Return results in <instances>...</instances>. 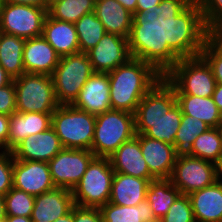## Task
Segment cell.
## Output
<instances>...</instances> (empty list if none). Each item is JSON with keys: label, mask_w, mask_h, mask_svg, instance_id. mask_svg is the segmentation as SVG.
Masks as SVG:
<instances>
[{"label": "cell", "mask_w": 222, "mask_h": 222, "mask_svg": "<svg viewBox=\"0 0 222 222\" xmlns=\"http://www.w3.org/2000/svg\"><path fill=\"white\" fill-rule=\"evenodd\" d=\"M25 73L46 74L51 76L61 56L43 36L26 39L23 48Z\"/></svg>", "instance_id": "cell-20"}, {"label": "cell", "mask_w": 222, "mask_h": 222, "mask_svg": "<svg viewBox=\"0 0 222 222\" xmlns=\"http://www.w3.org/2000/svg\"><path fill=\"white\" fill-rule=\"evenodd\" d=\"M186 154L218 164L222 159V143L218 129L209 128L200 134Z\"/></svg>", "instance_id": "cell-34"}, {"label": "cell", "mask_w": 222, "mask_h": 222, "mask_svg": "<svg viewBox=\"0 0 222 222\" xmlns=\"http://www.w3.org/2000/svg\"><path fill=\"white\" fill-rule=\"evenodd\" d=\"M93 73L86 53L62 56L51 75L57 102L60 105H71Z\"/></svg>", "instance_id": "cell-8"}, {"label": "cell", "mask_w": 222, "mask_h": 222, "mask_svg": "<svg viewBox=\"0 0 222 222\" xmlns=\"http://www.w3.org/2000/svg\"><path fill=\"white\" fill-rule=\"evenodd\" d=\"M13 187L35 197L56 186L48 162L13 158Z\"/></svg>", "instance_id": "cell-14"}, {"label": "cell", "mask_w": 222, "mask_h": 222, "mask_svg": "<svg viewBox=\"0 0 222 222\" xmlns=\"http://www.w3.org/2000/svg\"><path fill=\"white\" fill-rule=\"evenodd\" d=\"M4 4H5V0H0V14H1L2 8L4 7Z\"/></svg>", "instance_id": "cell-54"}, {"label": "cell", "mask_w": 222, "mask_h": 222, "mask_svg": "<svg viewBox=\"0 0 222 222\" xmlns=\"http://www.w3.org/2000/svg\"><path fill=\"white\" fill-rule=\"evenodd\" d=\"M170 180L181 194L189 195L218 180L217 164L178 153Z\"/></svg>", "instance_id": "cell-10"}, {"label": "cell", "mask_w": 222, "mask_h": 222, "mask_svg": "<svg viewBox=\"0 0 222 222\" xmlns=\"http://www.w3.org/2000/svg\"><path fill=\"white\" fill-rule=\"evenodd\" d=\"M140 48L128 38L105 33L97 45L86 52L94 72L108 73L132 58Z\"/></svg>", "instance_id": "cell-12"}, {"label": "cell", "mask_w": 222, "mask_h": 222, "mask_svg": "<svg viewBox=\"0 0 222 222\" xmlns=\"http://www.w3.org/2000/svg\"><path fill=\"white\" fill-rule=\"evenodd\" d=\"M113 177L109 158L95 157L72 190L75 205L91 208L105 205L110 200Z\"/></svg>", "instance_id": "cell-6"}, {"label": "cell", "mask_w": 222, "mask_h": 222, "mask_svg": "<svg viewBox=\"0 0 222 222\" xmlns=\"http://www.w3.org/2000/svg\"><path fill=\"white\" fill-rule=\"evenodd\" d=\"M222 20V0H198L188 10V33L205 34Z\"/></svg>", "instance_id": "cell-28"}, {"label": "cell", "mask_w": 222, "mask_h": 222, "mask_svg": "<svg viewBox=\"0 0 222 222\" xmlns=\"http://www.w3.org/2000/svg\"><path fill=\"white\" fill-rule=\"evenodd\" d=\"M180 194L170 179H156L149 182L146 200L158 221L166 215Z\"/></svg>", "instance_id": "cell-31"}, {"label": "cell", "mask_w": 222, "mask_h": 222, "mask_svg": "<svg viewBox=\"0 0 222 222\" xmlns=\"http://www.w3.org/2000/svg\"><path fill=\"white\" fill-rule=\"evenodd\" d=\"M62 149L60 139L51 126L36 135L26 137L11 153L17 160L49 162Z\"/></svg>", "instance_id": "cell-16"}, {"label": "cell", "mask_w": 222, "mask_h": 222, "mask_svg": "<svg viewBox=\"0 0 222 222\" xmlns=\"http://www.w3.org/2000/svg\"><path fill=\"white\" fill-rule=\"evenodd\" d=\"M94 12L106 33L128 38L140 49L155 41L134 19L133 14L116 0H96Z\"/></svg>", "instance_id": "cell-9"}, {"label": "cell", "mask_w": 222, "mask_h": 222, "mask_svg": "<svg viewBox=\"0 0 222 222\" xmlns=\"http://www.w3.org/2000/svg\"><path fill=\"white\" fill-rule=\"evenodd\" d=\"M176 98L182 114L196 117L208 124L210 128H217L221 124L222 113L212 97L176 94Z\"/></svg>", "instance_id": "cell-27"}, {"label": "cell", "mask_w": 222, "mask_h": 222, "mask_svg": "<svg viewBox=\"0 0 222 222\" xmlns=\"http://www.w3.org/2000/svg\"><path fill=\"white\" fill-rule=\"evenodd\" d=\"M136 21L154 40L185 41L188 34L184 0H137Z\"/></svg>", "instance_id": "cell-3"}, {"label": "cell", "mask_w": 222, "mask_h": 222, "mask_svg": "<svg viewBox=\"0 0 222 222\" xmlns=\"http://www.w3.org/2000/svg\"><path fill=\"white\" fill-rule=\"evenodd\" d=\"M212 98L219 111L222 113V84H216Z\"/></svg>", "instance_id": "cell-45"}, {"label": "cell", "mask_w": 222, "mask_h": 222, "mask_svg": "<svg viewBox=\"0 0 222 222\" xmlns=\"http://www.w3.org/2000/svg\"><path fill=\"white\" fill-rule=\"evenodd\" d=\"M95 157L91 150L63 148L48 162L55 186L72 191Z\"/></svg>", "instance_id": "cell-13"}, {"label": "cell", "mask_w": 222, "mask_h": 222, "mask_svg": "<svg viewBox=\"0 0 222 222\" xmlns=\"http://www.w3.org/2000/svg\"><path fill=\"white\" fill-rule=\"evenodd\" d=\"M185 41L211 67L216 83L222 84V50L202 33H188Z\"/></svg>", "instance_id": "cell-32"}, {"label": "cell", "mask_w": 222, "mask_h": 222, "mask_svg": "<svg viewBox=\"0 0 222 222\" xmlns=\"http://www.w3.org/2000/svg\"><path fill=\"white\" fill-rule=\"evenodd\" d=\"M26 39L0 32V66L14 80L25 73L23 48Z\"/></svg>", "instance_id": "cell-29"}, {"label": "cell", "mask_w": 222, "mask_h": 222, "mask_svg": "<svg viewBox=\"0 0 222 222\" xmlns=\"http://www.w3.org/2000/svg\"><path fill=\"white\" fill-rule=\"evenodd\" d=\"M54 222H74V207L72 208V210L69 213L58 218Z\"/></svg>", "instance_id": "cell-49"}, {"label": "cell", "mask_w": 222, "mask_h": 222, "mask_svg": "<svg viewBox=\"0 0 222 222\" xmlns=\"http://www.w3.org/2000/svg\"><path fill=\"white\" fill-rule=\"evenodd\" d=\"M122 6H124L129 12H131L136 20V7H137V0H116Z\"/></svg>", "instance_id": "cell-46"}, {"label": "cell", "mask_w": 222, "mask_h": 222, "mask_svg": "<svg viewBox=\"0 0 222 222\" xmlns=\"http://www.w3.org/2000/svg\"><path fill=\"white\" fill-rule=\"evenodd\" d=\"M13 187V155L9 151L0 154V196Z\"/></svg>", "instance_id": "cell-39"}, {"label": "cell", "mask_w": 222, "mask_h": 222, "mask_svg": "<svg viewBox=\"0 0 222 222\" xmlns=\"http://www.w3.org/2000/svg\"><path fill=\"white\" fill-rule=\"evenodd\" d=\"M177 103L173 86L163 77L141 99L134 120H158Z\"/></svg>", "instance_id": "cell-19"}, {"label": "cell", "mask_w": 222, "mask_h": 222, "mask_svg": "<svg viewBox=\"0 0 222 222\" xmlns=\"http://www.w3.org/2000/svg\"><path fill=\"white\" fill-rule=\"evenodd\" d=\"M108 75L111 108L134 114L141 99L163 78L164 41L140 49Z\"/></svg>", "instance_id": "cell-1"}, {"label": "cell", "mask_w": 222, "mask_h": 222, "mask_svg": "<svg viewBox=\"0 0 222 222\" xmlns=\"http://www.w3.org/2000/svg\"><path fill=\"white\" fill-rule=\"evenodd\" d=\"M209 128V125L202 120L183 114L174 140L175 150L178 153H186L194 140Z\"/></svg>", "instance_id": "cell-36"}, {"label": "cell", "mask_w": 222, "mask_h": 222, "mask_svg": "<svg viewBox=\"0 0 222 222\" xmlns=\"http://www.w3.org/2000/svg\"><path fill=\"white\" fill-rule=\"evenodd\" d=\"M52 113L15 112L9 116L7 151L11 152L21 141L51 127Z\"/></svg>", "instance_id": "cell-22"}, {"label": "cell", "mask_w": 222, "mask_h": 222, "mask_svg": "<svg viewBox=\"0 0 222 222\" xmlns=\"http://www.w3.org/2000/svg\"><path fill=\"white\" fill-rule=\"evenodd\" d=\"M9 115L0 114V145L7 151Z\"/></svg>", "instance_id": "cell-43"}, {"label": "cell", "mask_w": 222, "mask_h": 222, "mask_svg": "<svg viewBox=\"0 0 222 222\" xmlns=\"http://www.w3.org/2000/svg\"><path fill=\"white\" fill-rule=\"evenodd\" d=\"M16 91V111L19 113H53L57 102L52 77L46 74L24 73L13 80Z\"/></svg>", "instance_id": "cell-7"}, {"label": "cell", "mask_w": 222, "mask_h": 222, "mask_svg": "<svg viewBox=\"0 0 222 222\" xmlns=\"http://www.w3.org/2000/svg\"><path fill=\"white\" fill-rule=\"evenodd\" d=\"M156 179H142L124 173L114 172L110 203L133 207L146 200L149 182Z\"/></svg>", "instance_id": "cell-24"}, {"label": "cell", "mask_w": 222, "mask_h": 222, "mask_svg": "<svg viewBox=\"0 0 222 222\" xmlns=\"http://www.w3.org/2000/svg\"><path fill=\"white\" fill-rule=\"evenodd\" d=\"M175 94L212 97L216 80L211 67L186 41H164V75Z\"/></svg>", "instance_id": "cell-2"}, {"label": "cell", "mask_w": 222, "mask_h": 222, "mask_svg": "<svg viewBox=\"0 0 222 222\" xmlns=\"http://www.w3.org/2000/svg\"><path fill=\"white\" fill-rule=\"evenodd\" d=\"M5 150L4 148L0 145V154L3 153Z\"/></svg>", "instance_id": "cell-55"}, {"label": "cell", "mask_w": 222, "mask_h": 222, "mask_svg": "<svg viewBox=\"0 0 222 222\" xmlns=\"http://www.w3.org/2000/svg\"><path fill=\"white\" fill-rule=\"evenodd\" d=\"M4 222H32L31 218L21 216H6Z\"/></svg>", "instance_id": "cell-48"}, {"label": "cell", "mask_w": 222, "mask_h": 222, "mask_svg": "<svg viewBox=\"0 0 222 222\" xmlns=\"http://www.w3.org/2000/svg\"><path fill=\"white\" fill-rule=\"evenodd\" d=\"M42 36L61 57L80 52L74 23L53 19L47 14Z\"/></svg>", "instance_id": "cell-25"}, {"label": "cell", "mask_w": 222, "mask_h": 222, "mask_svg": "<svg viewBox=\"0 0 222 222\" xmlns=\"http://www.w3.org/2000/svg\"><path fill=\"white\" fill-rule=\"evenodd\" d=\"M205 35L222 50V20L215 23Z\"/></svg>", "instance_id": "cell-42"}, {"label": "cell", "mask_w": 222, "mask_h": 222, "mask_svg": "<svg viewBox=\"0 0 222 222\" xmlns=\"http://www.w3.org/2000/svg\"><path fill=\"white\" fill-rule=\"evenodd\" d=\"M135 135L134 114L110 109L96 115L91 151L96 157L109 158Z\"/></svg>", "instance_id": "cell-4"}, {"label": "cell", "mask_w": 222, "mask_h": 222, "mask_svg": "<svg viewBox=\"0 0 222 222\" xmlns=\"http://www.w3.org/2000/svg\"><path fill=\"white\" fill-rule=\"evenodd\" d=\"M140 148L150 173L156 179H170L178 152L173 145L139 134Z\"/></svg>", "instance_id": "cell-17"}, {"label": "cell", "mask_w": 222, "mask_h": 222, "mask_svg": "<svg viewBox=\"0 0 222 222\" xmlns=\"http://www.w3.org/2000/svg\"><path fill=\"white\" fill-rule=\"evenodd\" d=\"M217 129H218V133H219V135H220V139H221V143H222V124H220V125L217 127Z\"/></svg>", "instance_id": "cell-53"}, {"label": "cell", "mask_w": 222, "mask_h": 222, "mask_svg": "<svg viewBox=\"0 0 222 222\" xmlns=\"http://www.w3.org/2000/svg\"><path fill=\"white\" fill-rule=\"evenodd\" d=\"M181 107L176 103L162 118L158 120H134L135 133L143 134L174 146L176 133L182 119Z\"/></svg>", "instance_id": "cell-26"}, {"label": "cell", "mask_w": 222, "mask_h": 222, "mask_svg": "<svg viewBox=\"0 0 222 222\" xmlns=\"http://www.w3.org/2000/svg\"><path fill=\"white\" fill-rule=\"evenodd\" d=\"M195 221L222 222V181L190 193Z\"/></svg>", "instance_id": "cell-23"}, {"label": "cell", "mask_w": 222, "mask_h": 222, "mask_svg": "<svg viewBox=\"0 0 222 222\" xmlns=\"http://www.w3.org/2000/svg\"><path fill=\"white\" fill-rule=\"evenodd\" d=\"M12 81H13V79L0 66V88L10 84Z\"/></svg>", "instance_id": "cell-47"}, {"label": "cell", "mask_w": 222, "mask_h": 222, "mask_svg": "<svg viewBox=\"0 0 222 222\" xmlns=\"http://www.w3.org/2000/svg\"><path fill=\"white\" fill-rule=\"evenodd\" d=\"M78 35L80 52L86 53L105 35L104 25L97 18L95 12L83 15L74 23Z\"/></svg>", "instance_id": "cell-35"}, {"label": "cell", "mask_w": 222, "mask_h": 222, "mask_svg": "<svg viewBox=\"0 0 222 222\" xmlns=\"http://www.w3.org/2000/svg\"><path fill=\"white\" fill-rule=\"evenodd\" d=\"M74 222H103L99 208L74 206Z\"/></svg>", "instance_id": "cell-41"}, {"label": "cell", "mask_w": 222, "mask_h": 222, "mask_svg": "<svg viewBox=\"0 0 222 222\" xmlns=\"http://www.w3.org/2000/svg\"><path fill=\"white\" fill-rule=\"evenodd\" d=\"M116 173H124L142 179H156L149 171L140 148L139 134L124 142L109 157Z\"/></svg>", "instance_id": "cell-21"}, {"label": "cell", "mask_w": 222, "mask_h": 222, "mask_svg": "<svg viewBox=\"0 0 222 222\" xmlns=\"http://www.w3.org/2000/svg\"><path fill=\"white\" fill-rule=\"evenodd\" d=\"M99 209L103 222H159L147 200L133 207L107 202Z\"/></svg>", "instance_id": "cell-30"}, {"label": "cell", "mask_w": 222, "mask_h": 222, "mask_svg": "<svg viewBox=\"0 0 222 222\" xmlns=\"http://www.w3.org/2000/svg\"><path fill=\"white\" fill-rule=\"evenodd\" d=\"M5 2H10L13 4L32 5L36 7H44L47 10L49 7V0H5Z\"/></svg>", "instance_id": "cell-44"}, {"label": "cell", "mask_w": 222, "mask_h": 222, "mask_svg": "<svg viewBox=\"0 0 222 222\" xmlns=\"http://www.w3.org/2000/svg\"><path fill=\"white\" fill-rule=\"evenodd\" d=\"M198 0H184V7L188 11Z\"/></svg>", "instance_id": "cell-51"}, {"label": "cell", "mask_w": 222, "mask_h": 222, "mask_svg": "<svg viewBox=\"0 0 222 222\" xmlns=\"http://www.w3.org/2000/svg\"><path fill=\"white\" fill-rule=\"evenodd\" d=\"M16 112V91L14 82L0 88V114L11 115Z\"/></svg>", "instance_id": "cell-40"}, {"label": "cell", "mask_w": 222, "mask_h": 222, "mask_svg": "<svg viewBox=\"0 0 222 222\" xmlns=\"http://www.w3.org/2000/svg\"><path fill=\"white\" fill-rule=\"evenodd\" d=\"M6 216L31 217L35 197L12 187L4 196Z\"/></svg>", "instance_id": "cell-37"}, {"label": "cell", "mask_w": 222, "mask_h": 222, "mask_svg": "<svg viewBox=\"0 0 222 222\" xmlns=\"http://www.w3.org/2000/svg\"><path fill=\"white\" fill-rule=\"evenodd\" d=\"M96 0H55L49 4L47 14L57 20L75 23L83 15L94 12Z\"/></svg>", "instance_id": "cell-33"}, {"label": "cell", "mask_w": 222, "mask_h": 222, "mask_svg": "<svg viewBox=\"0 0 222 222\" xmlns=\"http://www.w3.org/2000/svg\"><path fill=\"white\" fill-rule=\"evenodd\" d=\"M218 180L222 181V159L217 164Z\"/></svg>", "instance_id": "cell-52"}, {"label": "cell", "mask_w": 222, "mask_h": 222, "mask_svg": "<svg viewBox=\"0 0 222 222\" xmlns=\"http://www.w3.org/2000/svg\"><path fill=\"white\" fill-rule=\"evenodd\" d=\"M159 222H195L189 196L180 194Z\"/></svg>", "instance_id": "cell-38"}, {"label": "cell", "mask_w": 222, "mask_h": 222, "mask_svg": "<svg viewBox=\"0 0 222 222\" xmlns=\"http://www.w3.org/2000/svg\"><path fill=\"white\" fill-rule=\"evenodd\" d=\"M6 218L5 201L4 197L0 196V222H4Z\"/></svg>", "instance_id": "cell-50"}, {"label": "cell", "mask_w": 222, "mask_h": 222, "mask_svg": "<svg viewBox=\"0 0 222 222\" xmlns=\"http://www.w3.org/2000/svg\"><path fill=\"white\" fill-rule=\"evenodd\" d=\"M71 105L93 115L102 114L112 109L108 73L94 72Z\"/></svg>", "instance_id": "cell-15"}, {"label": "cell", "mask_w": 222, "mask_h": 222, "mask_svg": "<svg viewBox=\"0 0 222 222\" xmlns=\"http://www.w3.org/2000/svg\"><path fill=\"white\" fill-rule=\"evenodd\" d=\"M96 115L72 105H59L52 113L51 126L63 148L91 150Z\"/></svg>", "instance_id": "cell-5"}, {"label": "cell", "mask_w": 222, "mask_h": 222, "mask_svg": "<svg viewBox=\"0 0 222 222\" xmlns=\"http://www.w3.org/2000/svg\"><path fill=\"white\" fill-rule=\"evenodd\" d=\"M47 9L5 2L0 14V32L24 39L42 36Z\"/></svg>", "instance_id": "cell-11"}, {"label": "cell", "mask_w": 222, "mask_h": 222, "mask_svg": "<svg viewBox=\"0 0 222 222\" xmlns=\"http://www.w3.org/2000/svg\"><path fill=\"white\" fill-rule=\"evenodd\" d=\"M74 206L72 191L63 187H55L35 196L30 218L32 222H54L69 213Z\"/></svg>", "instance_id": "cell-18"}]
</instances>
